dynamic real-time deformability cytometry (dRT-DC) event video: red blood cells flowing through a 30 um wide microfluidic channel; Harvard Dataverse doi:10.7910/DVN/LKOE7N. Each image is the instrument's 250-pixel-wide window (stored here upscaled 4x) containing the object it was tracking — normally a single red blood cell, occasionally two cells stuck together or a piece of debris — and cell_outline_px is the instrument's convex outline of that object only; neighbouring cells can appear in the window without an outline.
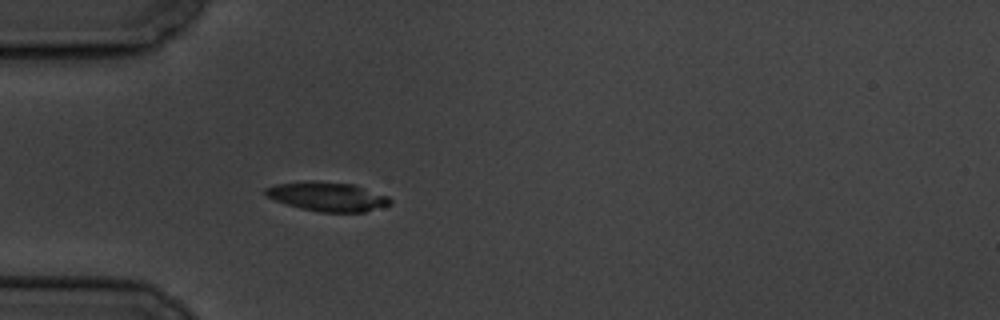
{"species": "common noctule bat (a hibernating species)", "species_latin": "Nyctalus noctula", "temperature_condition": "cold", "stored_images_in_passage": 5, "camera_frame_rate_fps": 3000, "um_per_image_px": 0.085, "animal": {"sex": "male", "body_mass_g": 19.5, "forearm_length_mm": 54.6}, "frame": {"image": 1, "passage_image": 5, "time_ms": 4.667, "image_size_px": [1000, 320], "cell_outline_px": [[392, 204], [364, 212], [320, 212], [300, 208], [276, 200], [268, 196], [264, 192], [264, 188], [276, 184], [312, 180], [352, 184], [388, 196], [392, 200]], "centroid_in_image_um": [27.85, 16.71], "position_along_channel_um": 57.2, "area_um2": 21.04}}